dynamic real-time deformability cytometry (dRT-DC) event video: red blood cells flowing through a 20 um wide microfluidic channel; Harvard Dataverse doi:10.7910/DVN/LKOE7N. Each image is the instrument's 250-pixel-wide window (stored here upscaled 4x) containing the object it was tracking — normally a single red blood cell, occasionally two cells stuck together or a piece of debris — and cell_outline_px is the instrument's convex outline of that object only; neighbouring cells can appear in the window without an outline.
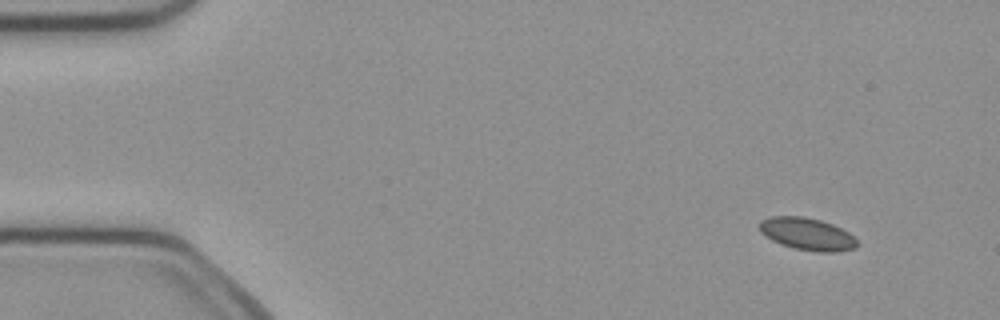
{"species": "common noctule bat (a hibernating species)", "species_latin": "Nyctalus noctula", "temperature_condition": "cold", "stored_images_in_passage": 6, "segment_of_instrument_passage": [2, 2], "camera_frame_rate_fps": 3000, "um_per_image_px": 0.085, "animal": {"sex": "female", "body_mass_g": 21.9}, "frame": {"image": 1, "passage_image": 6, "time_ms": 1.667, "image_size_px": [1000, 320], "cell_outline_px": [[860, 244], [856, 248], [840, 252], [816, 252], [796, 248], [780, 244], [764, 236], [760, 232], [760, 220], [772, 216], [804, 216], [820, 220], [832, 224], [848, 232]], "centroid_in_image_um": [68.62, 19.89], "position_along_channel_um": 16.4, "area_um2": 18.5}}